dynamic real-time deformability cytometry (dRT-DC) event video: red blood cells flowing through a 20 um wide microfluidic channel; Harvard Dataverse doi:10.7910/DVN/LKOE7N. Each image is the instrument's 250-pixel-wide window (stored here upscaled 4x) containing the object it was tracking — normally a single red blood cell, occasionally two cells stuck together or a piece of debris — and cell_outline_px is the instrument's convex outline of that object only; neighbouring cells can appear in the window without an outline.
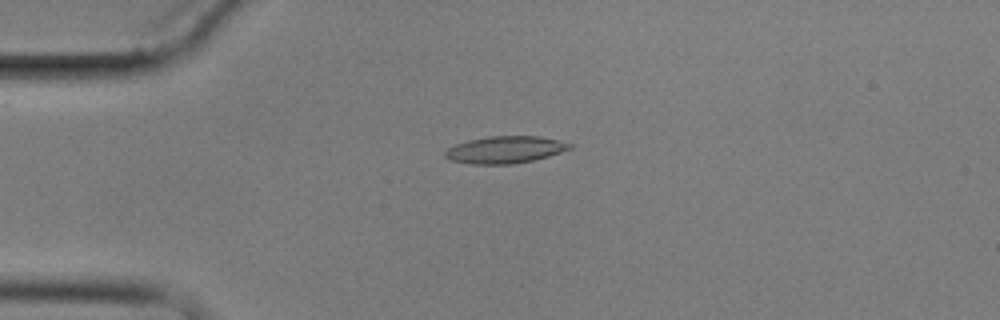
{"species": "common noctule bat (a hibernating species)", "species_latin": "Nyctalus noctula", "temperature_condition": "cold", "stored_images_in_passage": 5, "camera_frame_rate_fps": 3000, "um_per_image_px": 0.085, "animal": {"sex": "male", "body_mass_g": 17.9}, "frame": {"image": 1, "passage_image": 4, "time_ms": 3.667, "image_size_px": [1000, 320], "cell_outline_px": [[572, 148], [548, 156], [532, 160], [512, 164], [472, 164], [452, 160], [444, 156], [444, 152], [448, 148], [456, 144], [468, 140], [488, 136], [540, 136], [560, 140], [572, 144]], "centroid_in_image_um": [42.94, 12.71], "position_along_channel_um": 42.1, "area_um2": 19.59}}